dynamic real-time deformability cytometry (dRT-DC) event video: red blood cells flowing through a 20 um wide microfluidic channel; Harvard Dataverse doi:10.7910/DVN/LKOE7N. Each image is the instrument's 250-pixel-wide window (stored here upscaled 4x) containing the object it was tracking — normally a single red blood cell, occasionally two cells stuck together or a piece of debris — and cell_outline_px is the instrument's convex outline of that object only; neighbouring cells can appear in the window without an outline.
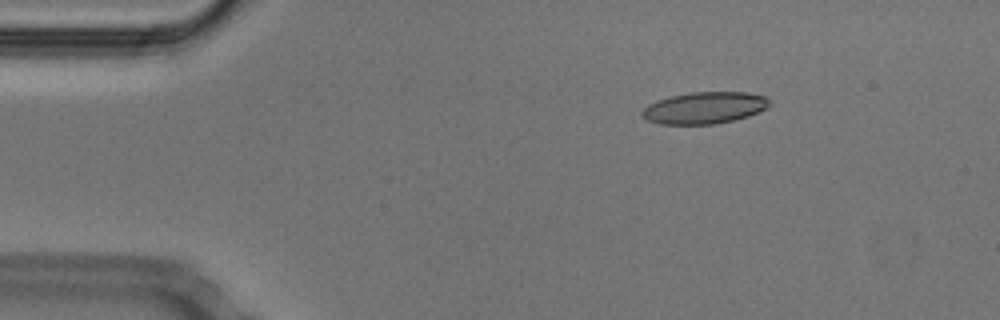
{"species": "Egyptian fruit bat (a non-hibernating species)", "species_latin": "Rousettus aegyptiacus", "temperature_condition": "cold", "stored_images_in_passage": 52, "camera_frame_rate_fps": 3000, "um_per_image_px": 0.085, "animal": {"sex": "male"}, "frame": {"image": 1, "passage_image": 8, "time_ms": 2.333, "image_size_px": [1000, 320], "cell_outline_px": [[768, 108], [748, 116], [716, 124], [660, 124], [648, 120], [640, 116], [640, 112], [648, 104], [656, 100], [668, 96], [688, 92], [748, 92], [764, 96], [768, 100]], "centroid_in_image_um": [59.83, 9.16], "position_along_channel_um": 25.2, "area_um2": 23.7}}
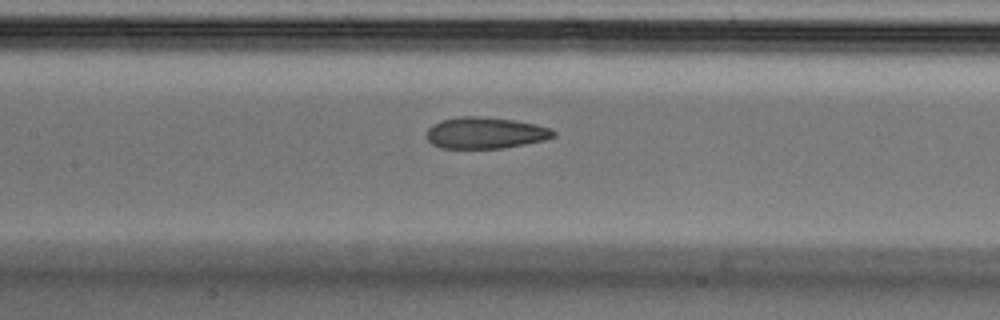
{"frame": {"image": 2, "passage_image": 24, "time_ms": 7.667, "image_size_px": [1000, 320], "cell_outline_px": [[556, 136], [544, 140], [504, 148], [440, 148], [432, 144], [428, 140], [428, 128], [432, 124], [440, 120], [460, 116], [480, 116], [512, 120], [536, 124], [552, 128], [556, 132]], "centroid_in_image_um": [41.26, 11.29], "position_along_channel_um": 166.1, "area_um2": 23.29}}
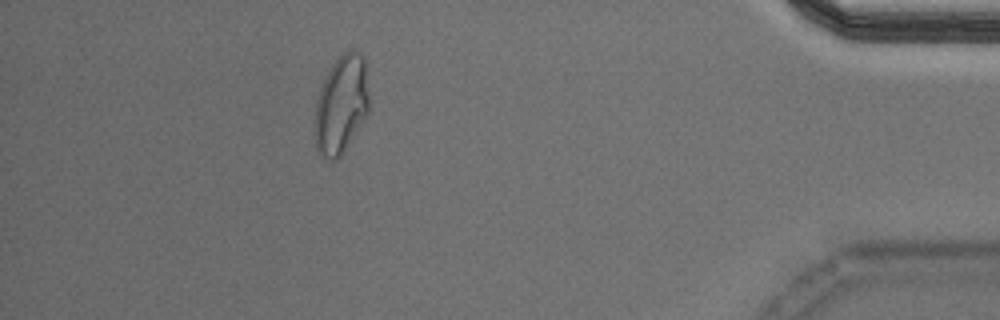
{"frame": {"image": 3, "passage_image": 47, "time_ms": 15.333, "image_size_px": [1000, 320], "cell_outline_px": [[368, 116], [340, 156], [336, 160], [328, 160], [320, 156], [316, 148], [312, 132], [312, 120], [316, 96], [332, 64], [348, 48], [352, 48], [360, 52], [364, 56], [368, 92]], "centroid_in_image_um": [28.96, 8.93], "position_along_channel_um": 406.2, "area_um2": 32.08}, "authors_computed_cell_mechanics": {"area_um2": 24.0159, "velocity_mm_per_s": 3.7977, "shape_relaxation_time_tau1_ms": 8.3837, "shape_relaxation_time_tau2_ms": 1.7469, "deformation_change_tau1": 0.2087, "deformation_change_tau2": 0.0775}}